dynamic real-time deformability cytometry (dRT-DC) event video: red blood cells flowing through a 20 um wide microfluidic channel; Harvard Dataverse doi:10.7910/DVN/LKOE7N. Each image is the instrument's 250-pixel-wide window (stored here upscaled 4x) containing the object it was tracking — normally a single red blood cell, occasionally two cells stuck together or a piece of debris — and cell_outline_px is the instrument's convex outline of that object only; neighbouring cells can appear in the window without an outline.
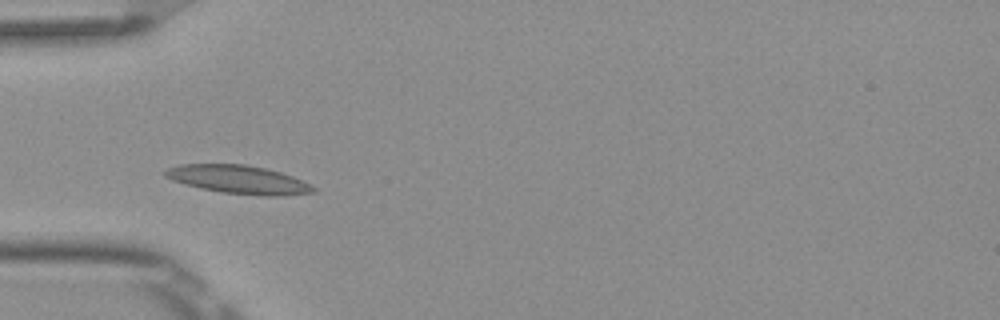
{"species": "Egyptian fruit bat (a non-hibernating species)", "species_latin": "Rousettus aegyptiacus", "temperature_condition": "room temperature", "stored_images_in_passage": 3, "camera_frame_rate_fps": 3000, "um_per_image_px": 0.085, "frame": {"image": 1, "passage_image": 1, "time_ms": 0.0, "image_size_px": [1000, 320], "cell_outline_px": [[316, 192], [284, 196], [264, 196], [220, 192], [200, 188], [184, 184], [172, 180], [164, 176], [164, 172], [168, 168], [180, 164], [244, 164], [264, 168], [280, 172], [292, 176], [316, 188]], "centroid_in_image_um": [20.26, 15.27], "position_along_channel_um": 64.7, "area_um2": 24.45}}
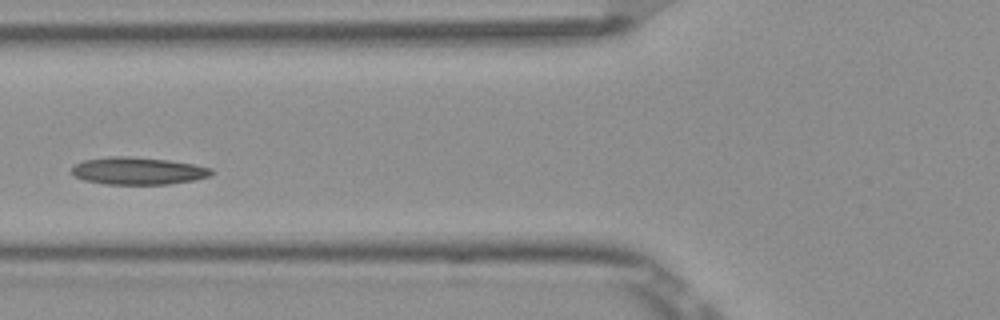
{"frame": {"image": 2, "passage_image": 2, "time_ms": 0.333, "image_size_px": [1000, 320], "cell_outline_px": [[216, 172], [208, 176], [192, 180], [168, 184], [104, 184], [84, 180], [76, 176], [72, 172], [72, 168], [76, 164], [84, 160], [108, 156], [128, 156], [168, 160], [196, 164], [212, 168]], "centroid_in_image_um": [11.76, 14.52], "position_along_channel_um": 114.0, "area_um2": 22.25}}
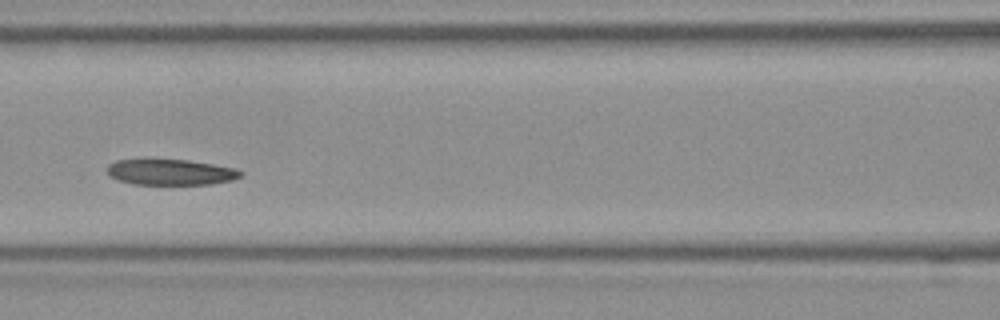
{"frame": {"image": 3, "passage_image": 3, "time_ms": 0.667, "image_size_px": [1000, 320], "cell_outline_px": [[244, 172], [240, 176], [232, 180], [212, 184], [132, 184], [108, 176], [108, 164], [116, 160], [144, 156], [152, 156], [188, 160], [236, 168]], "centroid_in_image_um": [14.42, 14.57], "position_along_channel_um": 152.2, "area_um2": 21.04}}